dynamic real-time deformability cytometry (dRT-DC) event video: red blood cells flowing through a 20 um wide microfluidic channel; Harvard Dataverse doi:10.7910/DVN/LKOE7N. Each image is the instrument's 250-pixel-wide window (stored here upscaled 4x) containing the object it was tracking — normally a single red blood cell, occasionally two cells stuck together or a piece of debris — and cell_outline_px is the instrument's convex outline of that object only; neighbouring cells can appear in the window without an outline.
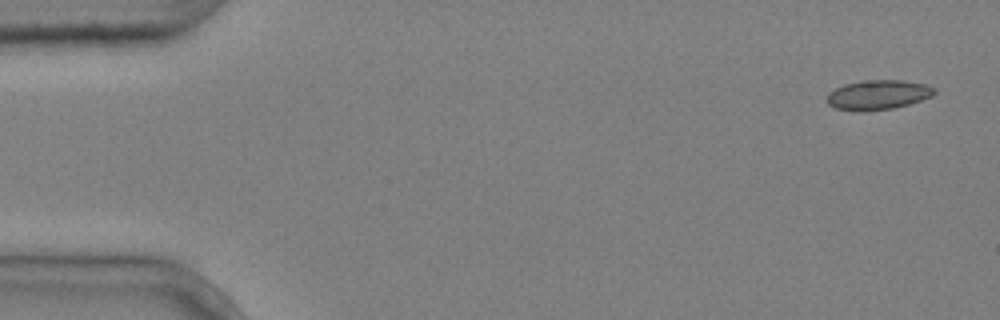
{"species": "common noctule bat (a hibernating species)", "species_latin": "Nyctalus noctula", "temperature_condition": "cold", "stored_images_in_passage": 4, "camera_frame_rate_fps": 3000, "um_per_image_px": 0.085, "animal": {"sex": "male", "body_mass_g": 20.4}, "frame": {"image": 1, "passage_image": 1, "time_ms": 0.0, "image_size_px": [1000, 320], "cell_outline_px": [[936, 92], [932, 96], [908, 104], [892, 108], [860, 112], [836, 108], [828, 104], [828, 92], [844, 84], [860, 80], [904, 80], [924, 84], [936, 88]], "centroid_in_image_um": [74.63, 8.05], "position_along_channel_um": 10.4, "area_um2": 18.55}}